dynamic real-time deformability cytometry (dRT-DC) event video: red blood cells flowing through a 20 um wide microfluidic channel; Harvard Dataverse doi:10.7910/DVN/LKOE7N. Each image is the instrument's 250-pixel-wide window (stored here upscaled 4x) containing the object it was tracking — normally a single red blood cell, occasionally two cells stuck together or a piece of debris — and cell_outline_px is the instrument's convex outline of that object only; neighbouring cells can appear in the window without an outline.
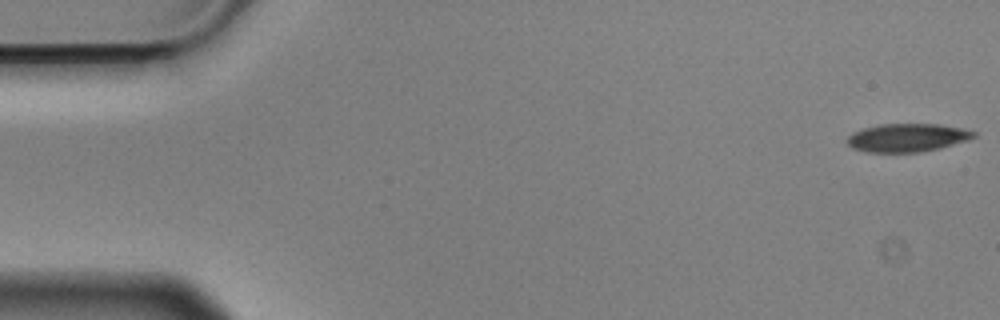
{"species": "Egyptian fruit bat (a non-hibernating species)", "species_latin": "Rousettus aegyptiacus", "temperature_condition": "cold", "stored_images_in_passage": 56, "camera_frame_rate_fps": 3000, "um_per_image_px": 0.085, "animal": {"sex": "male"}, "frame": {"image": 1, "passage_image": 1, "time_ms": 0.0, "image_size_px": [1000, 320], "cell_outline_px": [[976, 136], [968, 140], [940, 148], [920, 152], [868, 152], [852, 148], [848, 144], [848, 136], [852, 132], [864, 128], [880, 124], [940, 124], [964, 128], [976, 132]], "centroid_in_image_um": [77.14, 11.7], "position_along_channel_um": 7.9, "area_um2": 20.87}}
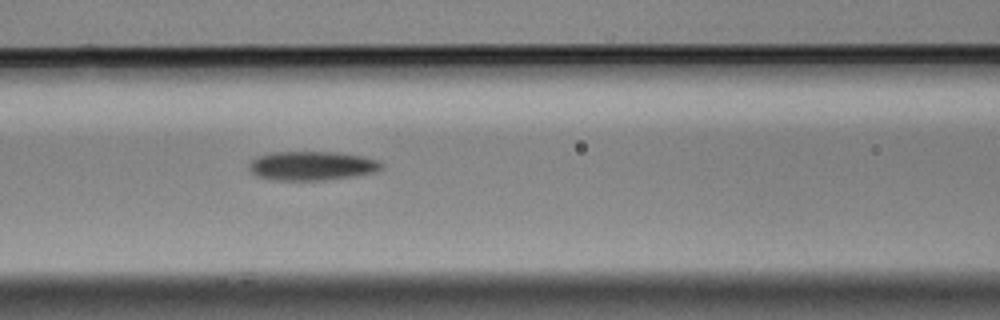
{"frame": {"image": 2, "passage_image": 23, "time_ms": 7.333, "image_size_px": [1000, 320], "cell_outline_px": [[384, 164], [380, 168], [372, 172], [324, 180], [272, 180], [256, 176], [248, 168], [252, 160], [260, 156], [272, 152], [336, 152], [360, 156], [376, 160]], "centroid_in_image_um": [26.44, 14.09], "position_along_channel_um": 140.2, "area_um2": 21.96}}
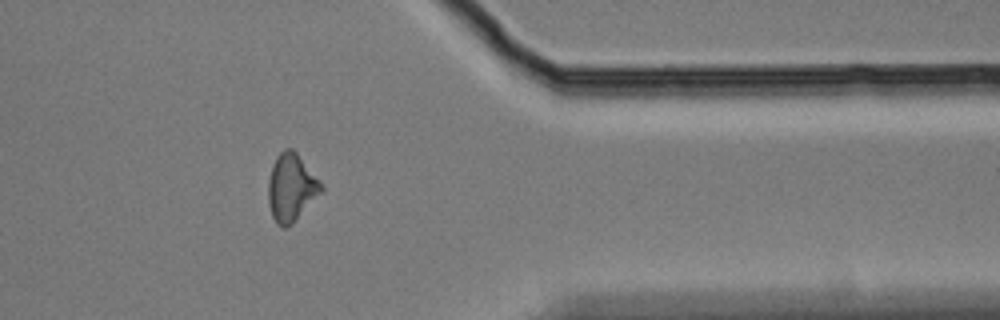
{"frame": {"image": 3, "passage_image": 45, "time_ms": 14.667, "image_size_px": [1000, 320], "cell_outline_px": [[324, 192], [292, 224], [284, 228], [276, 224], [272, 216], [268, 204], [268, 180], [272, 164], [276, 156], [284, 148], [292, 148], [296, 152], [320, 180], [324, 188]], "centroid_in_image_um": [24.77, 15.95], "position_along_channel_um": 386.6, "area_um2": 21.27}}